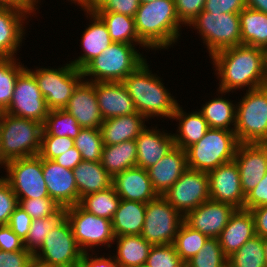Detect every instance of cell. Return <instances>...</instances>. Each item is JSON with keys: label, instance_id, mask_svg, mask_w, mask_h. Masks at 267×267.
Returning <instances> with one entry per match:
<instances>
[{"label": "cell", "instance_id": "cell-1", "mask_svg": "<svg viewBox=\"0 0 267 267\" xmlns=\"http://www.w3.org/2000/svg\"><path fill=\"white\" fill-rule=\"evenodd\" d=\"M211 59L220 77L222 94L245 86L253 90L267 85L261 48L237 45L217 51Z\"/></svg>", "mask_w": 267, "mask_h": 267}, {"label": "cell", "instance_id": "cell-2", "mask_svg": "<svg viewBox=\"0 0 267 267\" xmlns=\"http://www.w3.org/2000/svg\"><path fill=\"white\" fill-rule=\"evenodd\" d=\"M134 21L139 39L148 48L166 49L180 36L182 23L177 17L174 0L140 4Z\"/></svg>", "mask_w": 267, "mask_h": 267}, {"label": "cell", "instance_id": "cell-3", "mask_svg": "<svg viewBox=\"0 0 267 267\" xmlns=\"http://www.w3.org/2000/svg\"><path fill=\"white\" fill-rule=\"evenodd\" d=\"M148 66L146 61L143 62L122 83L132 98L136 111L146 119L153 116L172 118L178 106L177 100L171 97L161 80L151 74Z\"/></svg>", "mask_w": 267, "mask_h": 267}, {"label": "cell", "instance_id": "cell-4", "mask_svg": "<svg viewBox=\"0 0 267 267\" xmlns=\"http://www.w3.org/2000/svg\"><path fill=\"white\" fill-rule=\"evenodd\" d=\"M42 133V123L5 113L0 123V165L39 155Z\"/></svg>", "mask_w": 267, "mask_h": 267}, {"label": "cell", "instance_id": "cell-5", "mask_svg": "<svg viewBox=\"0 0 267 267\" xmlns=\"http://www.w3.org/2000/svg\"><path fill=\"white\" fill-rule=\"evenodd\" d=\"M145 59L133 44L113 42L83 69V77L93 76L90 82H122Z\"/></svg>", "mask_w": 267, "mask_h": 267}, {"label": "cell", "instance_id": "cell-6", "mask_svg": "<svg viewBox=\"0 0 267 267\" xmlns=\"http://www.w3.org/2000/svg\"><path fill=\"white\" fill-rule=\"evenodd\" d=\"M238 145L234 131L209 128L200 141L185 150L187 167L208 173L233 161Z\"/></svg>", "mask_w": 267, "mask_h": 267}, {"label": "cell", "instance_id": "cell-7", "mask_svg": "<svg viewBox=\"0 0 267 267\" xmlns=\"http://www.w3.org/2000/svg\"><path fill=\"white\" fill-rule=\"evenodd\" d=\"M247 93L236 106L235 135L239 143L267 142V85Z\"/></svg>", "mask_w": 267, "mask_h": 267}, {"label": "cell", "instance_id": "cell-8", "mask_svg": "<svg viewBox=\"0 0 267 267\" xmlns=\"http://www.w3.org/2000/svg\"><path fill=\"white\" fill-rule=\"evenodd\" d=\"M195 27L212 56L225 48L242 45L239 13L201 11L190 23Z\"/></svg>", "mask_w": 267, "mask_h": 267}, {"label": "cell", "instance_id": "cell-9", "mask_svg": "<svg viewBox=\"0 0 267 267\" xmlns=\"http://www.w3.org/2000/svg\"><path fill=\"white\" fill-rule=\"evenodd\" d=\"M27 70L35 77L49 110L64 109L74 89L84 79L82 70L71 63L58 69Z\"/></svg>", "mask_w": 267, "mask_h": 267}, {"label": "cell", "instance_id": "cell-10", "mask_svg": "<svg viewBox=\"0 0 267 267\" xmlns=\"http://www.w3.org/2000/svg\"><path fill=\"white\" fill-rule=\"evenodd\" d=\"M184 216L162 195L146 203L141 236L152 245L173 244Z\"/></svg>", "mask_w": 267, "mask_h": 267}, {"label": "cell", "instance_id": "cell-11", "mask_svg": "<svg viewBox=\"0 0 267 267\" xmlns=\"http://www.w3.org/2000/svg\"><path fill=\"white\" fill-rule=\"evenodd\" d=\"M4 165L8 172L4 179L18 200L49 197L43 178L42 158L39 155L12 159Z\"/></svg>", "mask_w": 267, "mask_h": 267}, {"label": "cell", "instance_id": "cell-12", "mask_svg": "<svg viewBox=\"0 0 267 267\" xmlns=\"http://www.w3.org/2000/svg\"><path fill=\"white\" fill-rule=\"evenodd\" d=\"M66 219L69 221L77 245L84 253L87 247L108 244L115 240L111 220L87 212L79 204L66 207ZM110 243V244H109Z\"/></svg>", "mask_w": 267, "mask_h": 267}, {"label": "cell", "instance_id": "cell-13", "mask_svg": "<svg viewBox=\"0 0 267 267\" xmlns=\"http://www.w3.org/2000/svg\"><path fill=\"white\" fill-rule=\"evenodd\" d=\"M40 251L34 255V258L50 267L79 265L83 253L76 243L74 233L66 218L46 235Z\"/></svg>", "mask_w": 267, "mask_h": 267}, {"label": "cell", "instance_id": "cell-14", "mask_svg": "<svg viewBox=\"0 0 267 267\" xmlns=\"http://www.w3.org/2000/svg\"><path fill=\"white\" fill-rule=\"evenodd\" d=\"M162 196L185 216L210 200L208 173L187 168Z\"/></svg>", "mask_w": 267, "mask_h": 267}, {"label": "cell", "instance_id": "cell-15", "mask_svg": "<svg viewBox=\"0 0 267 267\" xmlns=\"http://www.w3.org/2000/svg\"><path fill=\"white\" fill-rule=\"evenodd\" d=\"M6 113L44 123L49 109L35 77L27 68L18 76Z\"/></svg>", "mask_w": 267, "mask_h": 267}, {"label": "cell", "instance_id": "cell-16", "mask_svg": "<svg viewBox=\"0 0 267 267\" xmlns=\"http://www.w3.org/2000/svg\"><path fill=\"white\" fill-rule=\"evenodd\" d=\"M210 200L231 204L243 209L245 195L241 189L240 173L236 162L219 165L208 172Z\"/></svg>", "mask_w": 267, "mask_h": 267}, {"label": "cell", "instance_id": "cell-17", "mask_svg": "<svg viewBox=\"0 0 267 267\" xmlns=\"http://www.w3.org/2000/svg\"><path fill=\"white\" fill-rule=\"evenodd\" d=\"M236 208L231 204L208 200L184 216V222L208 238H218Z\"/></svg>", "mask_w": 267, "mask_h": 267}, {"label": "cell", "instance_id": "cell-18", "mask_svg": "<svg viewBox=\"0 0 267 267\" xmlns=\"http://www.w3.org/2000/svg\"><path fill=\"white\" fill-rule=\"evenodd\" d=\"M234 161L241 181V189L246 196L267 172V147L264 144L239 143Z\"/></svg>", "mask_w": 267, "mask_h": 267}, {"label": "cell", "instance_id": "cell-19", "mask_svg": "<svg viewBox=\"0 0 267 267\" xmlns=\"http://www.w3.org/2000/svg\"><path fill=\"white\" fill-rule=\"evenodd\" d=\"M43 178L49 197L62 208L79 204V195L73 171L54 160L42 159Z\"/></svg>", "mask_w": 267, "mask_h": 267}, {"label": "cell", "instance_id": "cell-20", "mask_svg": "<svg viewBox=\"0 0 267 267\" xmlns=\"http://www.w3.org/2000/svg\"><path fill=\"white\" fill-rule=\"evenodd\" d=\"M34 9L26 5L0 6V58L14 57L23 39L25 15Z\"/></svg>", "mask_w": 267, "mask_h": 267}, {"label": "cell", "instance_id": "cell-21", "mask_svg": "<svg viewBox=\"0 0 267 267\" xmlns=\"http://www.w3.org/2000/svg\"><path fill=\"white\" fill-rule=\"evenodd\" d=\"M82 128H100L103 118L97 103L95 82L81 81L64 108Z\"/></svg>", "mask_w": 267, "mask_h": 267}, {"label": "cell", "instance_id": "cell-22", "mask_svg": "<svg viewBox=\"0 0 267 267\" xmlns=\"http://www.w3.org/2000/svg\"><path fill=\"white\" fill-rule=\"evenodd\" d=\"M112 185L121 199L148 203L158 194L152 187L148 171L135 166L116 174Z\"/></svg>", "mask_w": 267, "mask_h": 267}, {"label": "cell", "instance_id": "cell-23", "mask_svg": "<svg viewBox=\"0 0 267 267\" xmlns=\"http://www.w3.org/2000/svg\"><path fill=\"white\" fill-rule=\"evenodd\" d=\"M95 92L103 120L137 113L122 82H95Z\"/></svg>", "mask_w": 267, "mask_h": 267}, {"label": "cell", "instance_id": "cell-24", "mask_svg": "<svg viewBox=\"0 0 267 267\" xmlns=\"http://www.w3.org/2000/svg\"><path fill=\"white\" fill-rule=\"evenodd\" d=\"M186 151L174 148L155 165L147 169L152 187L158 195H163L187 169Z\"/></svg>", "mask_w": 267, "mask_h": 267}, {"label": "cell", "instance_id": "cell-25", "mask_svg": "<svg viewBox=\"0 0 267 267\" xmlns=\"http://www.w3.org/2000/svg\"><path fill=\"white\" fill-rule=\"evenodd\" d=\"M255 235V222L251 211L244 208L236 209L218 236V241L228 258Z\"/></svg>", "mask_w": 267, "mask_h": 267}, {"label": "cell", "instance_id": "cell-26", "mask_svg": "<svg viewBox=\"0 0 267 267\" xmlns=\"http://www.w3.org/2000/svg\"><path fill=\"white\" fill-rule=\"evenodd\" d=\"M137 145V166L147 170L169 153L175 146L173 135L146 127L135 139Z\"/></svg>", "mask_w": 267, "mask_h": 267}, {"label": "cell", "instance_id": "cell-27", "mask_svg": "<svg viewBox=\"0 0 267 267\" xmlns=\"http://www.w3.org/2000/svg\"><path fill=\"white\" fill-rule=\"evenodd\" d=\"M144 119L146 118L137 112L103 120L99 129L104 145L135 140L146 127L143 123Z\"/></svg>", "mask_w": 267, "mask_h": 267}, {"label": "cell", "instance_id": "cell-28", "mask_svg": "<svg viewBox=\"0 0 267 267\" xmlns=\"http://www.w3.org/2000/svg\"><path fill=\"white\" fill-rule=\"evenodd\" d=\"M87 14L93 18V22L85 29L82 36L81 44L85 53L75 61H71V64L79 70H82L91 60L113 43L103 20L95 12Z\"/></svg>", "mask_w": 267, "mask_h": 267}, {"label": "cell", "instance_id": "cell-29", "mask_svg": "<svg viewBox=\"0 0 267 267\" xmlns=\"http://www.w3.org/2000/svg\"><path fill=\"white\" fill-rule=\"evenodd\" d=\"M79 202L85 195L105 190L112 186L113 177L101 162L82 160L73 170Z\"/></svg>", "mask_w": 267, "mask_h": 267}, {"label": "cell", "instance_id": "cell-30", "mask_svg": "<svg viewBox=\"0 0 267 267\" xmlns=\"http://www.w3.org/2000/svg\"><path fill=\"white\" fill-rule=\"evenodd\" d=\"M145 211L146 203L121 199L111 220L114 236L141 235Z\"/></svg>", "mask_w": 267, "mask_h": 267}, {"label": "cell", "instance_id": "cell-31", "mask_svg": "<svg viewBox=\"0 0 267 267\" xmlns=\"http://www.w3.org/2000/svg\"><path fill=\"white\" fill-rule=\"evenodd\" d=\"M172 119L179 120V134H174L173 139L175 146L183 150L200 141L209 130V125L200 111L185 114L179 104Z\"/></svg>", "mask_w": 267, "mask_h": 267}, {"label": "cell", "instance_id": "cell-32", "mask_svg": "<svg viewBox=\"0 0 267 267\" xmlns=\"http://www.w3.org/2000/svg\"><path fill=\"white\" fill-rule=\"evenodd\" d=\"M100 162L112 177L128 168L137 166L136 140L104 145Z\"/></svg>", "mask_w": 267, "mask_h": 267}, {"label": "cell", "instance_id": "cell-33", "mask_svg": "<svg viewBox=\"0 0 267 267\" xmlns=\"http://www.w3.org/2000/svg\"><path fill=\"white\" fill-rule=\"evenodd\" d=\"M117 240V255L113 256L122 267H137L146 264L150 249L153 246L141 235H123Z\"/></svg>", "mask_w": 267, "mask_h": 267}, {"label": "cell", "instance_id": "cell-34", "mask_svg": "<svg viewBox=\"0 0 267 267\" xmlns=\"http://www.w3.org/2000/svg\"><path fill=\"white\" fill-rule=\"evenodd\" d=\"M239 20L243 45L261 49L267 46V14L245 7Z\"/></svg>", "mask_w": 267, "mask_h": 267}, {"label": "cell", "instance_id": "cell-35", "mask_svg": "<svg viewBox=\"0 0 267 267\" xmlns=\"http://www.w3.org/2000/svg\"><path fill=\"white\" fill-rule=\"evenodd\" d=\"M106 24L113 42L136 44L147 47L138 37L134 17L113 12H95Z\"/></svg>", "mask_w": 267, "mask_h": 267}, {"label": "cell", "instance_id": "cell-36", "mask_svg": "<svg viewBox=\"0 0 267 267\" xmlns=\"http://www.w3.org/2000/svg\"><path fill=\"white\" fill-rule=\"evenodd\" d=\"M236 107L231 101L218 97L205 103L200 112L207 121L209 128L234 131ZM230 124L234 127L230 128Z\"/></svg>", "mask_w": 267, "mask_h": 267}, {"label": "cell", "instance_id": "cell-37", "mask_svg": "<svg viewBox=\"0 0 267 267\" xmlns=\"http://www.w3.org/2000/svg\"><path fill=\"white\" fill-rule=\"evenodd\" d=\"M120 200L112 185L105 190L85 195L80 199L79 205L89 213L112 220Z\"/></svg>", "mask_w": 267, "mask_h": 267}, {"label": "cell", "instance_id": "cell-38", "mask_svg": "<svg viewBox=\"0 0 267 267\" xmlns=\"http://www.w3.org/2000/svg\"><path fill=\"white\" fill-rule=\"evenodd\" d=\"M227 267H267L263 238L255 235L228 257Z\"/></svg>", "mask_w": 267, "mask_h": 267}, {"label": "cell", "instance_id": "cell-39", "mask_svg": "<svg viewBox=\"0 0 267 267\" xmlns=\"http://www.w3.org/2000/svg\"><path fill=\"white\" fill-rule=\"evenodd\" d=\"M82 127L64 109L49 110L43 123L42 136L70 137L75 139Z\"/></svg>", "mask_w": 267, "mask_h": 267}, {"label": "cell", "instance_id": "cell-40", "mask_svg": "<svg viewBox=\"0 0 267 267\" xmlns=\"http://www.w3.org/2000/svg\"><path fill=\"white\" fill-rule=\"evenodd\" d=\"M66 218V209L60 208L53 216L34 219L30 231L23 241L24 248L35 255L42 247L46 235Z\"/></svg>", "mask_w": 267, "mask_h": 267}, {"label": "cell", "instance_id": "cell-41", "mask_svg": "<svg viewBox=\"0 0 267 267\" xmlns=\"http://www.w3.org/2000/svg\"><path fill=\"white\" fill-rule=\"evenodd\" d=\"M206 240V235L183 222L173 244L182 261L186 263L200 251Z\"/></svg>", "mask_w": 267, "mask_h": 267}, {"label": "cell", "instance_id": "cell-42", "mask_svg": "<svg viewBox=\"0 0 267 267\" xmlns=\"http://www.w3.org/2000/svg\"><path fill=\"white\" fill-rule=\"evenodd\" d=\"M14 58H0V106L4 110L10 105L18 76L26 69Z\"/></svg>", "mask_w": 267, "mask_h": 267}, {"label": "cell", "instance_id": "cell-43", "mask_svg": "<svg viewBox=\"0 0 267 267\" xmlns=\"http://www.w3.org/2000/svg\"><path fill=\"white\" fill-rule=\"evenodd\" d=\"M74 142L82 160L101 161L104 142L99 128H82Z\"/></svg>", "mask_w": 267, "mask_h": 267}, {"label": "cell", "instance_id": "cell-44", "mask_svg": "<svg viewBox=\"0 0 267 267\" xmlns=\"http://www.w3.org/2000/svg\"><path fill=\"white\" fill-rule=\"evenodd\" d=\"M218 238H208L200 251L185 263V267H227Z\"/></svg>", "mask_w": 267, "mask_h": 267}, {"label": "cell", "instance_id": "cell-45", "mask_svg": "<svg viewBox=\"0 0 267 267\" xmlns=\"http://www.w3.org/2000/svg\"><path fill=\"white\" fill-rule=\"evenodd\" d=\"M146 264L149 267H185L174 244L153 245Z\"/></svg>", "mask_w": 267, "mask_h": 267}, {"label": "cell", "instance_id": "cell-46", "mask_svg": "<svg viewBox=\"0 0 267 267\" xmlns=\"http://www.w3.org/2000/svg\"><path fill=\"white\" fill-rule=\"evenodd\" d=\"M19 206L34 219L53 216L61 206L50 197L18 200Z\"/></svg>", "mask_w": 267, "mask_h": 267}, {"label": "cell", "instance_id": "cell-47", "mask_svg": "<svg viewBox=\"0 0 267 267\" xmlns=\"http://www.w3.org/2000/svg\"><path fill=\"white\" fill-rule=\"evenodd\" d=\"M75 146L70 137L42 136L39 156L42 159L53 160Z\"/></svg>", "mask_w": 267, "mask_h": 267}, {"label": "cell", "instance_id": "cell-48", "mask_svg": "<svg viewBox=\"0 0 267 267\" xmlns=\"http://www.w3.org/2000/svg\"><path fill=\"white\" fill-rule=\"evenodd\" d=\"M19 206V201L8 182L0 178V225L8 224L11 214Z\"/></svg>", "mask_w": 267, "mask_h": 267}, {"label": "cell", "instance_id": "cell-49", "mask_svg": "<svg viewBox=\"0 0 267 267\" xmlns=\"http://www.w3.org/2000/svg\"><path fill=\"white\" fill-rule=\"evenodd\" d=\"M177 17L182 24L189 23L204 10L205 0H174Z\"/></svg>", "mask_w": 267, "mask_h": 267}, {"label": "cell", "instance_id": "cell-50", "mask_svg": "<svg viewBox=\"0 0 267 267\" xmlns=\"http://www.w3.org/2000/svg\"><path fill=\"white\" fill-rule=\"evenodd\" d=\"M32 221L29 214L18 206L11 214L7 225L24 241L30 231Z\"/></svg>", "mask_w": 267, "mask_h": 267}, {"label": "cell", "instance_id": "cell-51", "mask_svg": "<svg viewBox=\"0 0 267 267\" xmlns=\"http://www.w3.org/2000/svg\"><path fill=\"white\" fill-rule=\"evenodd\" d=\"M245 7L244 0H205L204 11L209 13H240Z\"/></svg>", "mask_w": 267, "mask_h": 267}, {"label": "cell", "instance_id": "cell-52", "mask_svg": "<svg viewBox=\"0 0 267 267\" xmlns=\"http://www.w3.org/2000/svg\"><path fill=\"white\" fill-rule=\"evenodd\" d=\"M34 258L28 250L2 251L0 250V267H27Z\"/></svg>", "mask_w": 267, "mask_h": 267}, {"label": "cell", "instance_id": "cell-53", "mask_svg": "<svg viewBox=\"0 0 267 267\" xmlns=\"http://www.w3.org/2000/svg\"><path fill=\"white\" fill-rule=\"evenodd\" d=\"M139 6V0H108L96 12H113L134 17Z\"/></svg>", "mask_w": 267, "mask_h": 267}, {"label": "cell", "instance_id": "cell-54", "mask_svg": "<svg viewBox=\"0 0 267 267\" xmlns=\"http://www.w3.org/2000/svg\"><path fill=\"white\" fill-rule=\"evenodd\" d=\"M267 205V172L262 180L245 196L244 209Z\"/></svg>", "mask_w": 267, "mask_h": 267}, {"label": "cell", "instance_id": "cell-55", "mask_svg": "<svg viewBox=\"0 0 267 267\" xmlns=\"http://www.w3.org/2000/svg\"><path fill=\"white\" fill-rule=\"evenodd\" d=\"M23 240L6 225H0V250L19 251L24 250Z\"/></svg>", "mask_w": 267, "mask_h": 267}, {"label": "cell", "instance_id": "cell-56", "mask_svg": "<svg viewBox=\"0 0 267 267\" xmlns=\"http://www.w3.org/2000/svg\"><path fill=\"white\" fill-rule=\"evenodd\" d=\"M255 222L256 235L267 237V205H262L250 210Z\"/></svg>", "mask_w": 267, "mask_h": 267}, {"label": "cell", "instance_id": "cell-57", "mask_svg": "<svg viewBox=\"0 0 267 267\" xmlns=\"http://www.w3.org/2000/svg\"><path fill=\"white\" fill-rule=\"evenodd\" d=\"M59 165L73 170L81 161V153L74 146L70 150L66 151L64 154L57 156L53 159Z\"/></svg>", "mask_w": 267, "mask_h": 267}, {"label": "cell", "instance_id": "cell-58", "mask_svg": "<svg viewBox=\"0 0 267 267\" xmlns=\"http://www.w3.org/2000/svg\"><path fill=\"white\" fill-rule=\"evenodd\" d=\"M96 257V258H95ZM89 258V254L87 252L82 253L81 264L84 267H122L117 263L114 257L104 258L97 257ZM113 258V259H112Z\"/></svg>", "mask_w": 267, "mask_h": 267}, {"label": "cell", "instance_id": "cell-59", "mask_svg": "<svg viewBox=\"0 0 267 267\" xmlns=\"http://www.w3.org/2000/svg\"><path fill=\"white\" fill-rule=\"evenodd\" d=\"M108 0H81L78 4L82 6L87 13L96 12L100 9Z\"/></svg>", "mask_w": 267, "mask_h": 267}, {"label": "cell", "instance_id": "cell-60", "mask_svg": "<svg viewBox=\"0 0 267 267\" xmlns=\"http://www.w3.org/2000/svg\"><path fill=\"white\" fill-rule=\"evenodd\" d=\"M246 7L267 14V0H244Z\"/></svg>", "mask_w": 267, "mask_h": 267}, {"label": "cell", "instance_id": "cell-61", "mask_svg": "<svg viewBox=\"0 0 267 267\" xmlns=\"http://www.w3.org/2000/svg\"><path fill=\"white\" fill-rule=\"evenodd\" d=\"M26 5L29 7H37L34 0H0V6H17Z\"/></svg>", "mask_w": 267, "mask_h": 267}, {"label": "cell", "instance_id": "cell-62", "mask_svg": "<svg viewBox=\"0 0 267 267\" xmlns=\"http://www.w3.org/2000/svg\"><path fill=\"white\" fill-rule=\"evenodd\" d=\"M262 54H263V68L267 80V46L262 48Z\"/></svg>", "mask_w": 267, "mask_h": 267}, {"label": "cell", "instance_id": "cell-63", "mask_svg": "<svg viewBox=\"0 0 267 267\" xmlns=\"http://www.w3.org/2000/svg\"><path fill=\"white\" fill-rule=\"evenodd\" d=\"M27 267H50L49 265L40 262L36 258H33Z\"/></svg>", "mask_w": 267, "mask_h": 267}, {"label": "cell", "instance_id": "cell-64", "mask_svg": "<svg viewBox=\"0 0 267 267\" xmlns=\"http://www.w3.org/2000/svg\"><path fill=\"white\" fill-rule=\"evenodd\" d=\"M263 244H264L266 266H267V237L263 238Z\"/></svg>", "mask_w": 267, "mask_h": 267}, {"label": "cell", "instance_id": "cell-65", "mask_svg": "<svg viewBox=\"0 0 267 267\" xmlns=\"http://www.w3.org/2000/svg\"><path fill=\"white\" fill-rule=\"evenodd\" d=\"M5 113H6L5 110L0 106V123H1Z\"/></svg>", "mask_w": 267, "mask_h": 267}, {"label": "cell", "instance_id": "cell-66", "mask_svg": "<svg viewBox=\"0 0 267 267\" xmlns=\"http://www.w3.org/2000/svg\"><path fill=\"white\" fill-rule=\"evenodd\" d=\"M156 0H139L140 4H146V3H150Z\"/></svg>", "mask_w": 267, "mask_h": 267}, {"label": "cell", "instance_id": "cell-67", "mask_svg": "<svg viewBox=\"0 0 267 267\" xmlns=\"http://www.w3.org/2000/svg\"><path fill=\"white\" fill-rule=\"evenodd\" d=\"M137 267H149L147 264H143V265H140V266H137Z\"/></svg>", "mask_w": 267, "mask_h": 267}, {"label": "cell", "instance_id": "cell-68", "mask_svg": "<svg viewBox=\"0 0 267 267\" xmlns=\"http://www.w3.org/2000/svg\"><path fill=\"white\" fill-rule=\"evenodd\" d=\"M73 267H84L82 264H79V265H76V266H73Z\"/></svg>", "mask_w": 267, "mask_h": 267}, {"label": "cell", "instance_id": "cell-69", "mask_svg": "<svg viewBox=\"0 0 267 267\" xmlns=\"http://www.w3.org/2000/svg\"><path fill=\"white\" fill-rule=\"evenodd\" d=\"M71 1H74V3H79L81 0H71Z\"/></svg>", "mask_w": 267, "mask_h": 267}]
</instances>
